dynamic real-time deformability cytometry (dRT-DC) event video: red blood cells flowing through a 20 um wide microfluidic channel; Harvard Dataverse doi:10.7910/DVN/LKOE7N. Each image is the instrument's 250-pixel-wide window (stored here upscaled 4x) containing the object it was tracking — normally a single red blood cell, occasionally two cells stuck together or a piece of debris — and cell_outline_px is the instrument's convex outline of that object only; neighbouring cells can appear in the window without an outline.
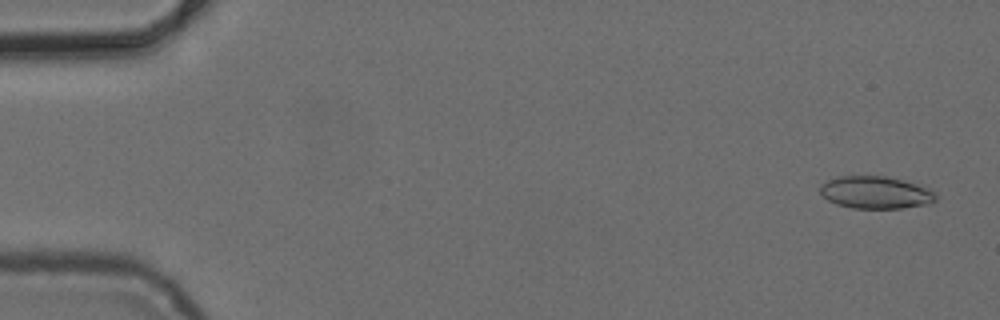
{"species": "common noctule bat (a hibernating species)", "species_latin": "Nyctalus noctula", "temperature_condition": "cold", "stored_images_in_passage": 3, "camera_frame_rate_fps": 3000, "um_per_image_px": 0.085, "animal": {"sex": "female", "body_mass_g": 24.6, "forearm_length_mm": 56.2}, "frame": {"image": 1, "passage_image": 1, "time_ms": 0.0, "image_size_px": [1000, 320], "cell_outline_px": [[936, 200], [932, 204], [900, 208], [852, 208], [836, 204], [828, 200], [820, 192], [820, 184], [836, 176], [884, 176], [932, 188], [936, 192]], "centroid_in_image_um": [74.46, 16.36], "position_along_channel_um": 10.5, "area_um2": 21.96}}